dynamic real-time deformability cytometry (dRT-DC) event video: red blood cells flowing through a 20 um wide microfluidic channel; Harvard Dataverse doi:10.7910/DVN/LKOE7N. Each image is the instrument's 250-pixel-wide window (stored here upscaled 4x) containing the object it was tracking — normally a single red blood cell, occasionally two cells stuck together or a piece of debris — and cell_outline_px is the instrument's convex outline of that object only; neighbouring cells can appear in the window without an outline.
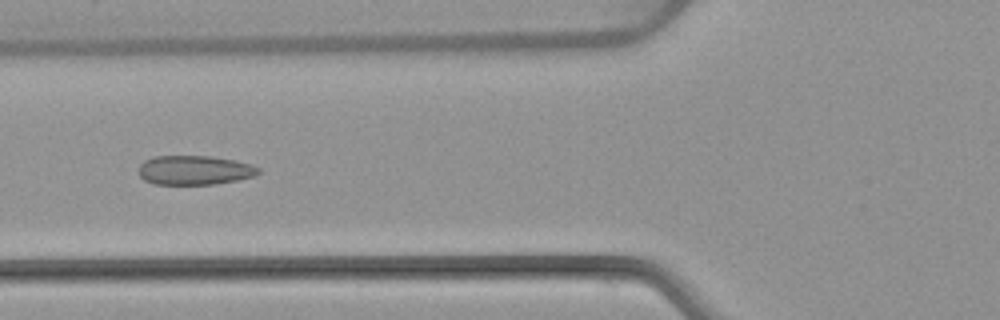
{"species": "common noctule bat (a hibernating species)", "species_latin": "Nyctalus noctula", "temperature_condition": "warm", "stored_images_in_passage": 7, "camera_frame_rate_fps": 3000, "um_per_image_px": 0.085, "animal": {"sex": "female", "body_mass_g": 22.7, "forearm_length_mm": 54.2}, "frame": {"image": 1, "passage_image": 5, "time_ms": 6.333, "image_size_px": [1000, 320], "cell_outline_px": [[260, 172], [252, 176], [236, 180], [216, 184], [152, 184], [144, 180], [140, 176], [140, 164], [144, 160], [152, 156], [212, 156], [236, 160], [252, 164], [260, 168]], "centroid_in_image_um": [16.53, 14.45], "position_along_channel_um": 109.3, "area_um2": 20.52}}
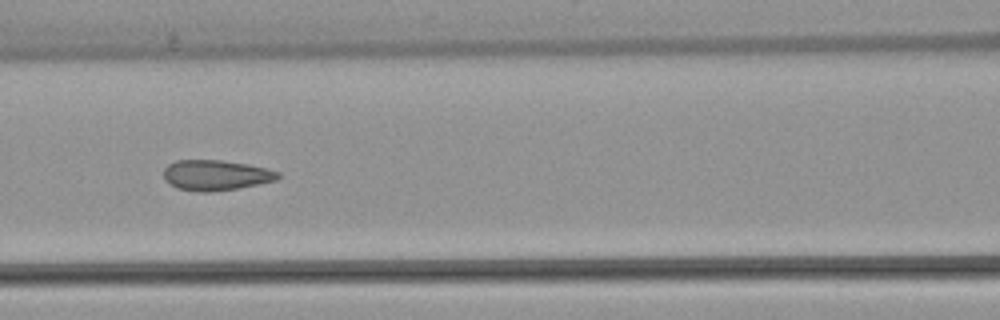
{"frame": {"image": 2, "passage_image": 6, "time_ms": 7.333, "image_size_px": [1000, 320], "cell_outline_px": [[280, 176], [276, 180], [240, 188], [208, 192], [196, 192], [176, 188], [164, 180], [164, 168], [168, 164], [176, 160], [220, 160], [248, 164], [280, 172]], "centroid_in_image_um": [18.32, 14.89], "position_along_channel_um": 148.3, "area_um2": 20.35}}
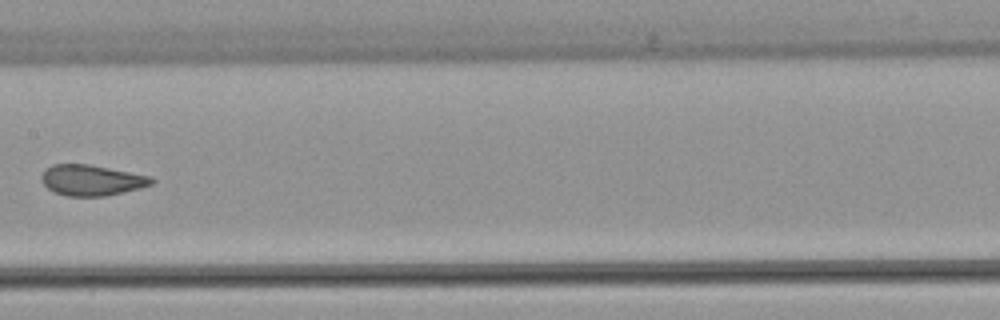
{"frame": {"image": 3, "passage_image": 7, "time_ms": 8.667, "image_size_px": [1000, 320], "cell_outline_px": [[156, 180], [152, 184], [140, 188], [124, 192], [104, 196], [64, 196], [48, 188], [44, 184], [40, 176], [52, 164], [88, 164], [152, 176]], "centroid_in_image_um": [7.82, 15.32], "position_along_channel_um": 199.6, "area_um2": 19.65}}